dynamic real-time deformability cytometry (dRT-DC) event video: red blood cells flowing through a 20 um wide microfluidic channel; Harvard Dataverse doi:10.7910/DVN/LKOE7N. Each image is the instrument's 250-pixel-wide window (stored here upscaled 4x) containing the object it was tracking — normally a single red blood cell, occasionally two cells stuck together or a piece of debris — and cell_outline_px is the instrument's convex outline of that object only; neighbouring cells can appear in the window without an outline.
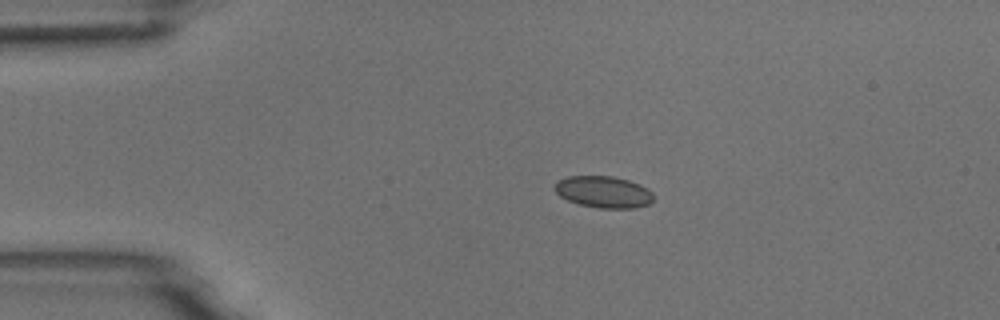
{"species": "common noctule bat (a hibernating species)", "species_latin": "Nyctalus noctula", "temperature_condition": "room temperature", "stored_images_in_passage": 4, "camera_frame_rate_fps": 3000, "um_per_image_px": 0.085, "animal": {"sex": "male", "body_mass_g": 18.8}, "frame": {"image": 1, "passage_image": 1, "time_ms": 0.0, "image_size_px": [1000, 320], "cell_outline_px": [[652, 200], [648, 204], [636, 208], [600, 208], [580, 204], [568, 200], [560, 196], [552, 188], [556, 180], [568, 176], [612, 176], [628, 180], [640, 184], [648, 188], [652, 192]], "centroid_in_image_um": [51.27, 16.3], "position_along_channel_um": 33.7, "area_um2": 18.32}}
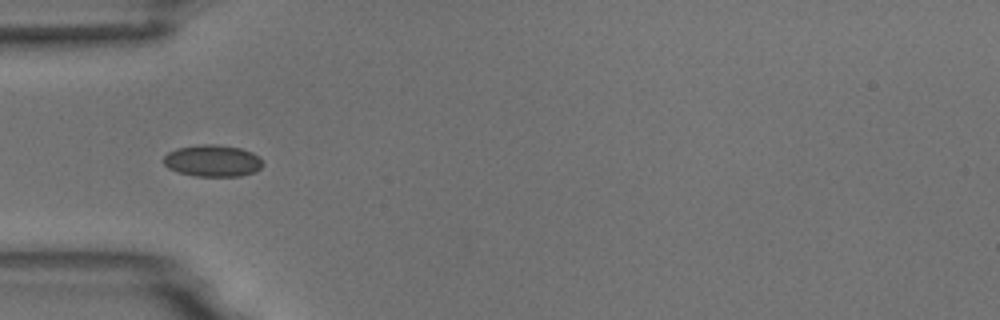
{"frame": {"image": 2, "passage_image": 2, "time_ms": 2.0, "image_size_px": [1000, 320], "cell_outline_px": [[264, 164], [256, 172], [240, 176], [196, 176], [180, 172], [168, 168], [164, 164], [164, 156], [168, 152], [176, 148], [204, 144], [216, 144], [240, 148], [252, 152]], "centroid_in_image_um": [18.07, 13.66], "position_along_channel_um": 66.9, "area_um2": 18.26}}